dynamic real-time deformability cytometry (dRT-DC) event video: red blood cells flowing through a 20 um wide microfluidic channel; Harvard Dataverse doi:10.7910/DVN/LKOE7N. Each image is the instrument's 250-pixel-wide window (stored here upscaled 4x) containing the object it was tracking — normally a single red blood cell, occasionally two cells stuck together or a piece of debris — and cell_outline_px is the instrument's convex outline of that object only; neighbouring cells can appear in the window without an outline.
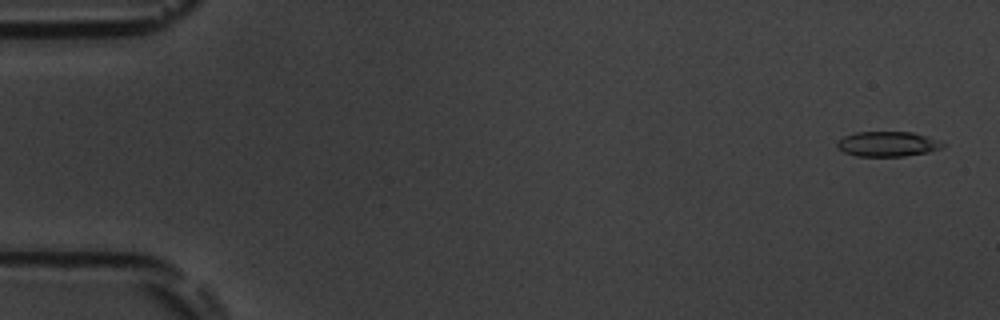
{"species": "common noctule bat (a hibernating species)", "species_latin": "Nyctalus noctula", "temperature_condition": "room temperature", "stored_images_in_passage": 54, "camera_frame_rate_fps": 3000, "um_per_image_px": 0.085, "animal": {"sex": "male", "body_mass_g": 19.5, "forearm_length_mm": 54.6}, "frame": {"image": 1, "passage_image": 2, "time_ms": 0.333, "image_size_px": [1000, 320], "cell_outline_px": [[948, 144], [944, 148], [928, 152], [904, 156], [856, 156], [844, 152], [836, 148], [836, 140], [844, 136], [856, 132], [912, 132], [940, 140]], "centroid_in_image_um": [75.46, 12.24], "position_along_channel_um": 9.5, "area_um2": 15.66}}
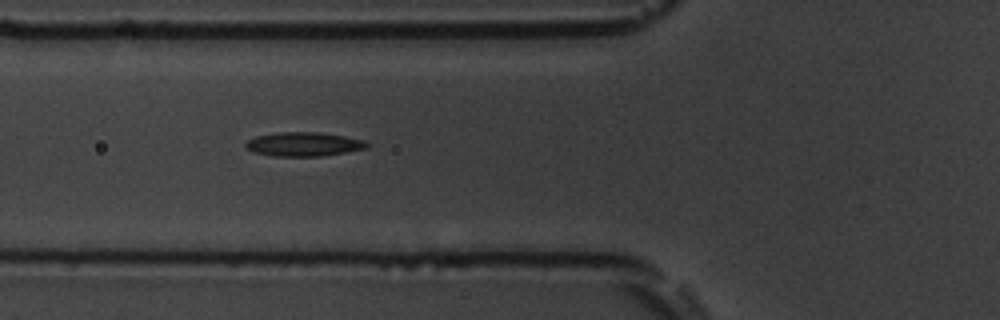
{"frame": {"image": 2, "passage_image": 20, "time_ms": 6.333, "image_size_px": [1000, 320], "cell_outline_px": [[368, 148], [320, 156], [272, 156], [256, 152], [244, 148], [244, 144], [248, 140], [256, 136], [280, 132], [320, 132], [344, 136], [364, 140], [368, 144]], "centroid_in_image_um": [25.79, 12.25], "position_along_channel_um": 100.0, "area_um2": 16.88}}
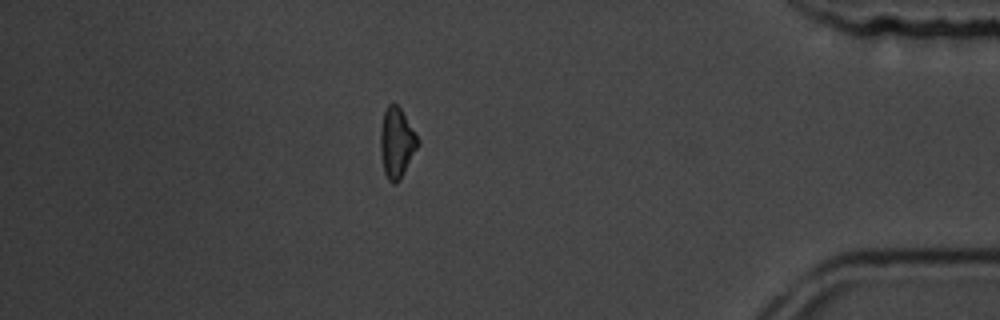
{"frame": {"image": 3, "passage_image": 47, "time_ms": 15.333, "image_size_px": [1000, 320], "cell_outline_px": [[420, 144], [400, 180], [396, 184], [392, 184], [388, 180], [384, 172], [380, 152], [380, 128], [384, 112], [388, 104], [396, 104], [400, 108], [420, 140]], "centroid_in_image_um": [33.72, 12.17], "position_along_channel_um": 401.5, "area_um2": 15.43}}